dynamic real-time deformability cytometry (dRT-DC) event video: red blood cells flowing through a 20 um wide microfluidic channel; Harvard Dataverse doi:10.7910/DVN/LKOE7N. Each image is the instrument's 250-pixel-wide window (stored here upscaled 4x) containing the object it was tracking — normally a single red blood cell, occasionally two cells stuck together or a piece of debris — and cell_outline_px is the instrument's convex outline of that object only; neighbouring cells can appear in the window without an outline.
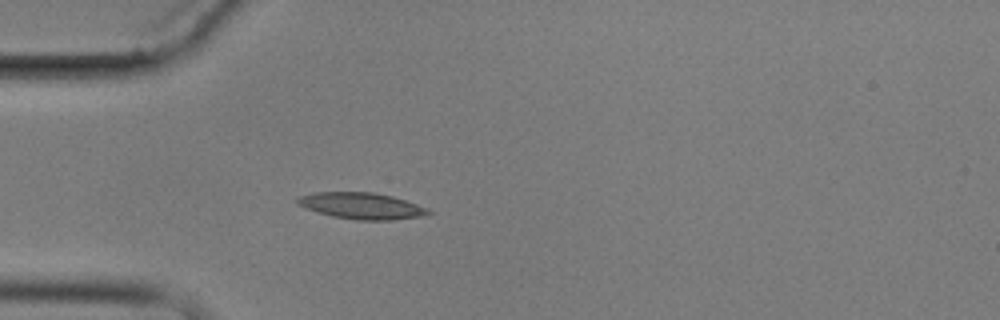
{"species": "common noctule bat (a hibernating species)", "species_latin": "Nyctalus noctula", "temperature_condition": "cold", "stored_images_in_passage": 2, "camera_frame_rate_fps": 3000, "um_per_image_px": 0.085, "animal": {"sex": "male", "body_mass_g": 17.9}, "frame": {"image": 1, "passage_image": 2, "time_ms": 1.0, "image_size_px": [1000, 320], "cell_outline_px": [[432, 212], [420, 216], [392, 220], [356, 220], [332, 216], [316, 212], [296, 204], [296, 200], [300, 196], [312, 192], [372, 192], [392, 196], [428, 208]], "centroid_in_image_um": [30.69, 17.49], "position_along_channel_um": 54.3, "area_um2": 20.06}}